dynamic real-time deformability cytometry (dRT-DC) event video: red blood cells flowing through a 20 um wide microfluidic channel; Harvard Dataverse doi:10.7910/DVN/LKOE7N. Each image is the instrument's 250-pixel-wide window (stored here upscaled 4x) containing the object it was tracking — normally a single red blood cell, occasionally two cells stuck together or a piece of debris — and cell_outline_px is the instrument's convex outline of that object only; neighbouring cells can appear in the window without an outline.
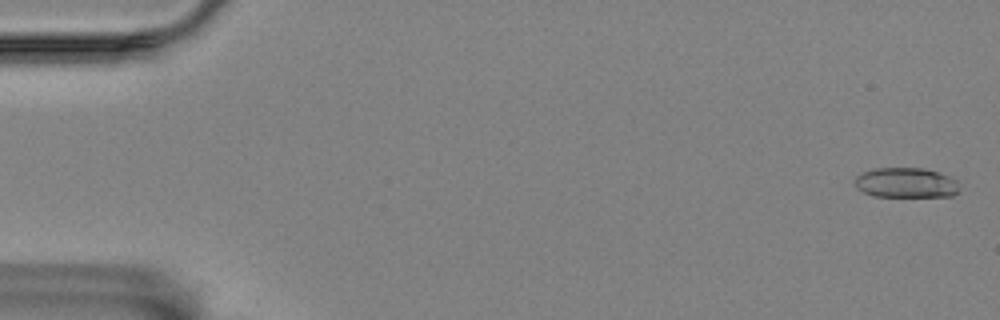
{"species": "Egyptian fruit bat (a non-hibernating species)", "species_latin": "Rousettus aegyptiacus", "temperature_condition": "room temperature", "stored_images_in_passage": 19, "camera_frame_rate_fps": 3000, "um_per_image_px": 0.085, "animal": {"sex": "female"}, "frame": {"image": 1, "passage_image": 2, "time_ms": 0.333, "image_size_px": [1000, 320], "cell_outline_px": [[956, 192], [952, 196], [872, 196], [856, 188], [856, 176], [864, 172], [876, 168], [924, 168], [940, 172], [956, 180]], "centroid_in_image_um": [76.98, 15.53], "position_along_channel_um": 8.0, "area_um2": 18.03}}
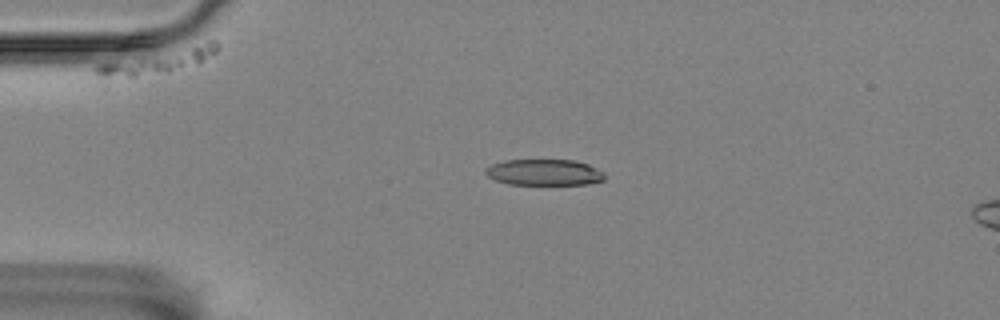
{"frame": {"image": 2, "passage_image": 14, "time_ms": 4.333, "image_size_px": [1000, 320], "cell_outline_px": [[604, 180], [588, 184], [508, 184], [496, 180], [488, 176], [484, 172], [484, 168], [492, 164], [504, 160], [576, 160], [588, 164], [604, 172]], "centroid_in_image_um": [46.25, 14.64], "position_along_channel_um": 38.8, "area_um2": 18.15}}